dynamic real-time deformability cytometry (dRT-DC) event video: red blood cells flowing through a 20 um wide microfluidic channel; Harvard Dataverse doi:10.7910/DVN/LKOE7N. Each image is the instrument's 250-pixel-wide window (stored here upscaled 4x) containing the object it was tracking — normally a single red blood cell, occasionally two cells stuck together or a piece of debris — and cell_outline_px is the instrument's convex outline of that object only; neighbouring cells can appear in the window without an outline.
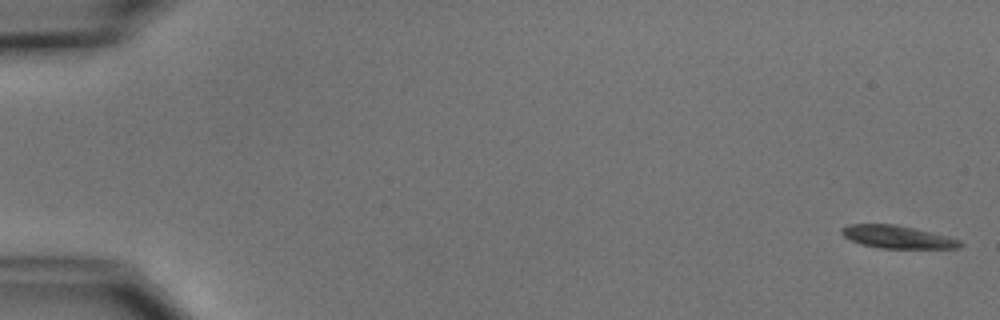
{"species": "common noctule bat (a hibernating species)", "species_latin": "Nyctalus noctula", "temperature_condition": "cold", "stored_images_in_passage": 7, "camera_frame_rate_fps": 3000, "um_per_image_px": 0.085, "animal": {"sex": "male", "body_mass_g": 15.6}, "frame": {"image": 1, "passage_image": 1, "time_ms": 0.0, "image_size_px": [1000, 320], "cell_outline_px": [[964, 244], [960, 248], [880, 248], [860, 244], [844, 236], [840, 232], [840, 228], [848, 224], [896, 224], [916, 228], [960, 240]], "centroid_in_image_um": [76.26, 20.13], "position_along_channel_um": 8.7, "area_um2": 15.72}}
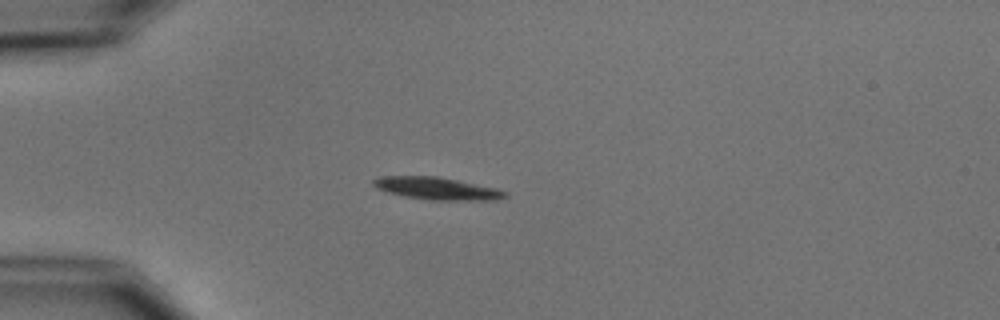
{"frame": {"image": 2, "passage_image": 5, "time_ms": 4.667, "image_size_px": [1000, 320], "cell_outline_px": [[508, 196], [496, 200], [428, 200], [404, 196], [388, 192], [376, 188], [372, 184], [372, 180], [380, 176], [436, 176], [496, 188], [508, 192]], "centroid_in_image_um": [37.13, 16.02], "position_along_channel_um": 47.9, "area_um2": 17.17}}